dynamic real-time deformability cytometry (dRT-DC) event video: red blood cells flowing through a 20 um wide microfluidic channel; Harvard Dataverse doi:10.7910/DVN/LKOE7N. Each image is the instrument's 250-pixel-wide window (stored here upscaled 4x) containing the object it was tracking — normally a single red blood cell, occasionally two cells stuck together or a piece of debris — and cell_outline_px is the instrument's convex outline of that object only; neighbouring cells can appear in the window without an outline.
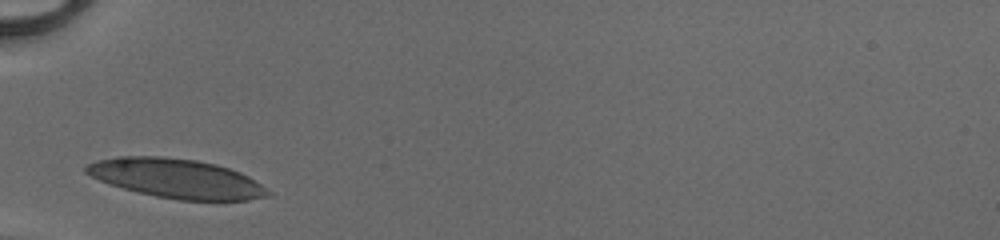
{"species": "human", "species_latin": "Homo sapiens", "temperature_condition": "cold", "stored_images_in_passage": 25, "camera_frame_rate_fps": 3000, "um_per_image_px": 0.085, "donor": {"sex": "male"}, "frame": {"image": 1, "passage_image": 1, "time_ms": 0.0, "image_size_px": [1000, 240], "cell_outline_px": [[272, 196], [248, 200], [216, 204], [176, 200], [156, 196], [108, 184], [84, 172], [84, 168], [88, 164], [96, 160], [116, 156], [164, 156], [196, 160], [216, 164], [240, 172], [248, 176], [272, 192]], "centroid_in_image_um": [15.08, 15.21], "position_along_channel_um": 69.9, "area_um2": 42.66}}
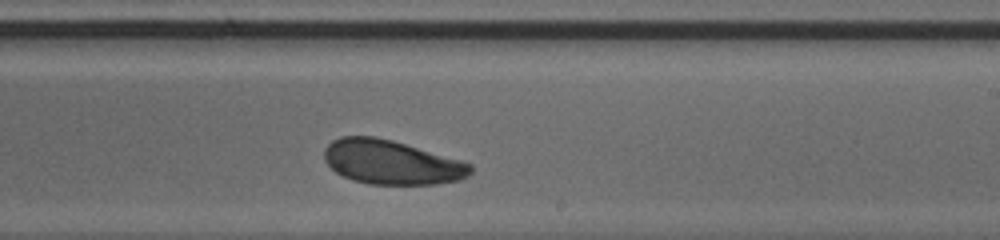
{"frame": {"image": 2, "passage_image": 15, "time_ms": 4.667, "image_size_px": [1000, 240], "cell_outline_px": [[472, 172], [468, 176], [460, 180], [436, 184], [368, 184], [352, 180], [336, 172], [324, 160], [324, 148], [332, 140], [340, 136], [376, 136], [392, 140], [460, 160], [472, 164]], "centroid_in_image_um": [33.26, 13.79], "position_along_channel_um": 255.7, "area_um2": 37.69}}
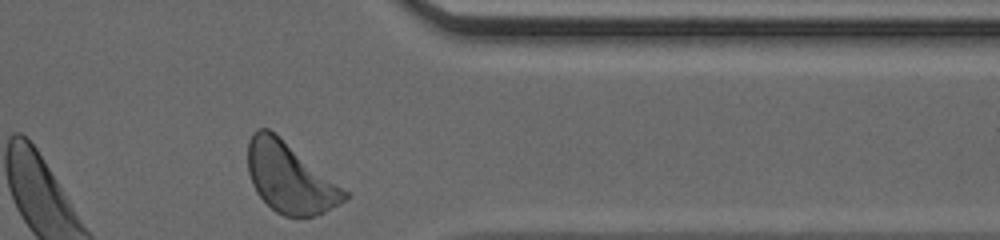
{"frame": {"image": 3, "passage_image": 25, "time_ms": 8.0, "image_size_px": [1000, 240], "cell_outline_px": [[348, 196], [344, 200], [324, 212], [312, 216], [284, 216], [276, 212], [256, 192], [252, 184], [248, 172], [248, 140], [252, 132], [256, 128], [268, 128], [348, 192]], "centroid_in_image_um": [24.58, 15.11], "position_along_channel_um": 386.8, "area_um2": 38.61}, "authors_computed_cell_mechanics": {"area_um2": 38.6104, "velocity_mm_per_s": 4.0675, "shape_relaxation_time_tau1_ms": 2.644, "shape_relaxation_time_tau2_ms": 3.8676, "deformation_change_tau1": 0.0949, "deformation_change_tau2": 0.0905}}